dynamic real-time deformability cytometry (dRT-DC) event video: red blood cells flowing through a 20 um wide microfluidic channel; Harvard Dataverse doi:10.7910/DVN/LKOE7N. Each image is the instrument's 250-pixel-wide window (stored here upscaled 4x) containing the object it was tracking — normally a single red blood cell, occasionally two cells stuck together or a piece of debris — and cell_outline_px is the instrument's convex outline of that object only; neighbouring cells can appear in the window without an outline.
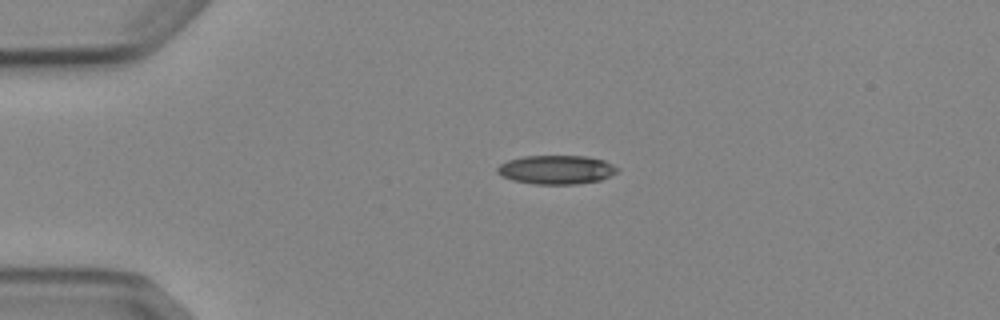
{"species": "Egyptian fruit bat (a non-hibernating species)", "species_latin": "Rousettus aegyptiacus", "temperature_condition": "cold", "stored_images_in_passage": 5, "camera_frame_rate_fps": 3000, "um_per_image_px": 0.085, "animal": {"sex": "female"}, "frame": {"image": 1, "passage_image": 5, "time_ms": 5.0, "image_size_px": [1000, 320], "cell_outline_px": [[620, 168], [616, 172], [600, 180], [580, 184], [532, 184], [512, 180], [500, 176], [496, 172], [496, 168], [500, 164], [508, 160], [524, 156], [584, 156], [604, 160]], "centroid_in_image_um": [47.25, 14.43], "position_along_channel_um": 37.7, "area_um2": 20.29}}